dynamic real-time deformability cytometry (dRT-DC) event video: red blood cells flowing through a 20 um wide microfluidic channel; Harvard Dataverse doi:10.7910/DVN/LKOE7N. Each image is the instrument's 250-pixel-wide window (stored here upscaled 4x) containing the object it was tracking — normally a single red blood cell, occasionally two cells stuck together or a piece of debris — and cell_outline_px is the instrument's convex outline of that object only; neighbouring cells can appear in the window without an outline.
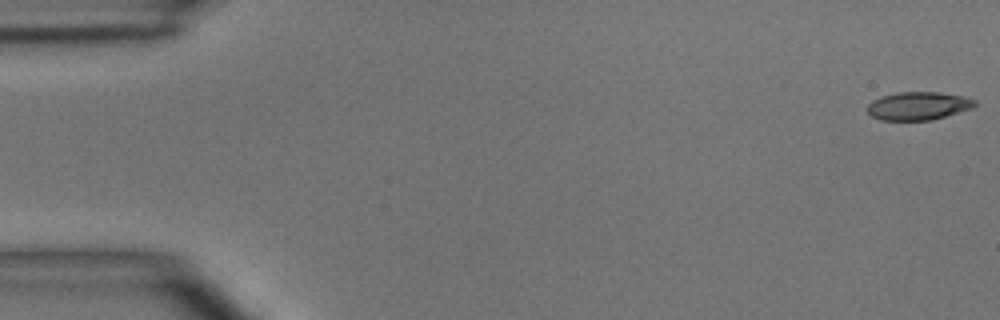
{"species": "common noctule bat (a hibernating species)", "species_latin": "Nyctalus noctula", "temperature_condition": "room temperature", "stored_images_in_passage": 5, "camera_frame_rate_fps": 3000, "um_per_image_px": 0.085, "animal": {"sex": "male", "body_mass_g": 15.6}, "frame": {"image": 1, "passage_image": 1, "time_ms": 0.0, "image_size_px": [1000, 320], "cell_outline_px": [[976, 104], [972, 108], [932, 120], [880, 120], [872, 116], [868, 112], [868, 104], [872, 100], [880, 96], [900, 92], [940, 92], [964, 96], [976, 100]], "centroid_in_image_um": [78.05, 8.99], "position_along_channel_um": 6.9, "area_um2": 17.63}}